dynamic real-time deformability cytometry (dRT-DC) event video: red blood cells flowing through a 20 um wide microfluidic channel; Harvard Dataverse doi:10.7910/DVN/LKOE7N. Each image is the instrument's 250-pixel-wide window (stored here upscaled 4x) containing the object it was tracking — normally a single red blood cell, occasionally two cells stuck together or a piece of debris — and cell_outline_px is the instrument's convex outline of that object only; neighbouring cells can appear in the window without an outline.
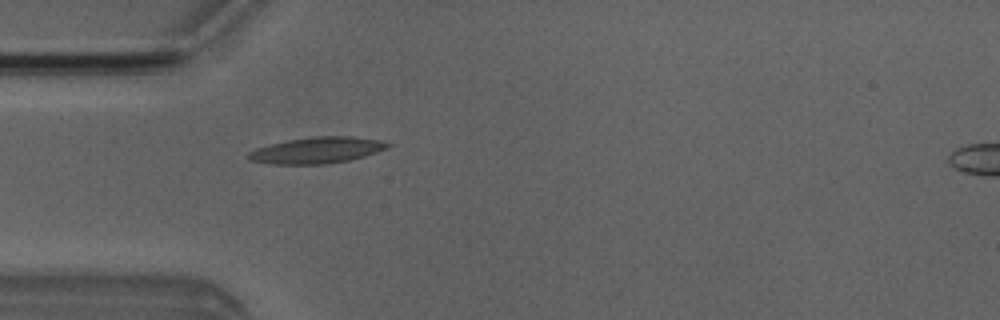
{"species": "Egyptian fruit bat (a non-hibernating species)", "species_latin": "Rousettus aegyptiacus", "temperature_condition": "room temperature", "stored_images_in_passage": 6, "camera_frame_rate_fps": 3000, "um_per_image_px": 0.085, "animal": {"sex": "male"}, "frame": {"image": 1, "passage_image": 5, "time_ms": 4.667, "image_size_px": [1000, 320], "cell_outline_px": [[392, 144], [388, 148], [364, 156], [348, 160], [324, 164], [272, 164], [248, 160], [248, 152], [256, 148], [288, 140], [312, 136], [348, 136], [380, 140]], "centroid_in_image_um": [26.93, 12.77], "position_along_channel_um": 58.1, "area_um2": 21.15}}